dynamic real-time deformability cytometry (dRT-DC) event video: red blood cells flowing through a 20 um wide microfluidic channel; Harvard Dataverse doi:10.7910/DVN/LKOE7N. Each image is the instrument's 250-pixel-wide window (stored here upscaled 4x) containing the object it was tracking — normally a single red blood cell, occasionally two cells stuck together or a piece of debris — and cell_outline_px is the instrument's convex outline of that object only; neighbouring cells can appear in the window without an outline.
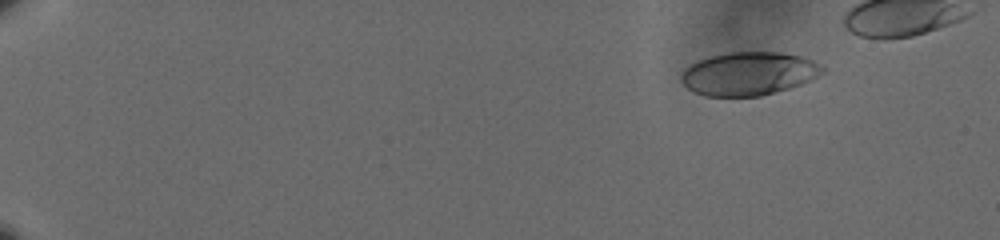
{"species": "human", "species_latin": "Homo sapiens", "temperature_condition": "cold", "stored_images_in_passage": 52, "camera_frame_rate_fps": 3000, "um_per_image_px": 0.085, "donor": {"sex": "male"}, "frame": {"image": 1, "passage_image": 2, "time_ms": 0.333, "image_size_px": [1000, 240], "cell_outline_px": [[828, 68], [824, 72], [800, 84], [788, 88], [760, 96], [704, 96], [688, 88], [680, 80], [680, 76], [684, 68], [696, 60], [728, 52], [780, 52], [800, 56], [812, 60]], "centroid_in_image_um": [63.62, 6.25], "position_along_channel_um": 21.4, "area_um2": 35.6}}
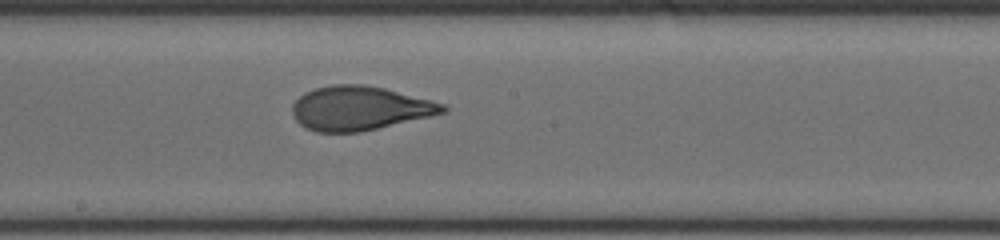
{"frame": {"image": 2, "passage_image": 31, "time_ms": 10.0, "image_size_px": [1000, 240], "cell_outline_px": [[448, 108], [444, 112], [428, 116], [360, 132], [316, 132], [304, 128], [296, 120], [292, 112], [292, 104], [304, 92], [316, 88], [332, 84], [364, 84], [384, 88], [432, 100], [444, 104]], "centroid_in_image_um": [30.52, 9.19], "position_along_channel_um": 217.7, "area_um2": 38.44}}
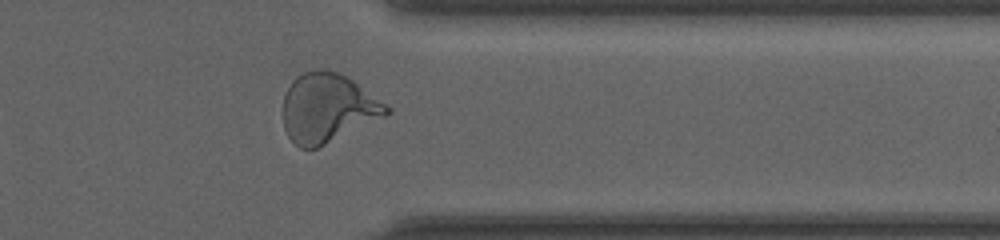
{"frame": {"image": 3, "passage_image": 45, "time_ms": 14.667, "image_size_px": [1000, 240], "cell_outline_px": [[392, 112], [384, 116], [316, 148], [300, 148], [288, 136], [284, 128], [284, 96], [292, 80], [296, 76], [304, 72], [320, 68], [328, 68], [352, 80], [392, 108]], "centroid_in_image_um": [27.84, 9.15], "position_along_channel_um": 383.6, "area_um2": 41.04}}